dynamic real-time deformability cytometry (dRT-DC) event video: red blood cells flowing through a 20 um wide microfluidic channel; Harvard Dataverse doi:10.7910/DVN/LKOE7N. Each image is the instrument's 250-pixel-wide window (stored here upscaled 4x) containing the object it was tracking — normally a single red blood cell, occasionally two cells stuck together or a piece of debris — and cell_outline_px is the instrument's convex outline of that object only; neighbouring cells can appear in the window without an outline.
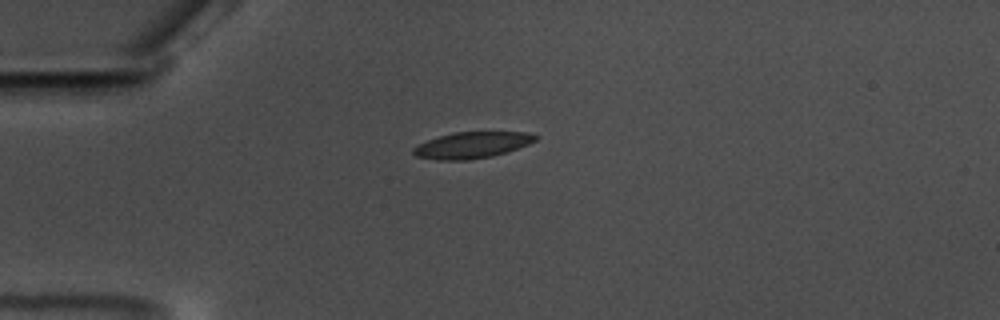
{"species": "common noctule bat (a hibernating species)", "species_latin": "Nyctalus noctula", "temperature_condition": "warm", "stored_images_in_passage": 37, "camera_frame_rate_fps": 3000, "um_per_image_px": 0.085, "animal": {"sex": "male", "body_mass_g": 17.5, "forearm_length_mm": 52.3}, "frame": {"image": 1, "passage_image": 1, "time_ms": 0.0, "image_size_px": [1000, 320], "cell_outline_px": [[540, 136], [536, 140], [528, 144], [492, 156], [468, 160], [436, 160], [416, 156], [412, 152], [412, 148], [428, 140], [452, 132], [528, 132]], "centroid_in_image_um": [40.11, 12.33], "position_along_channel_um": 44.9, "area_um2": 18.55}}
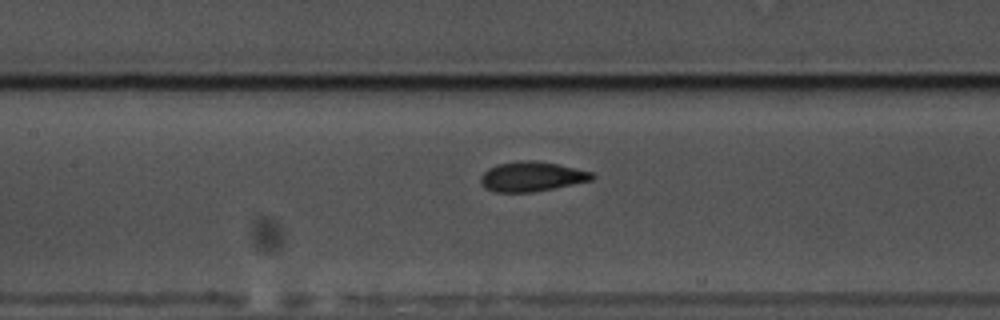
{"frame": {"image": 2, "passage_image": 13, "time_ms": 4.0, "image_size_px": [1000, 320], "cell_outline_px": [[596, 176], [592, 180], [532, 192], [496, 192], [484, 188], [480, 184], [480, 176], [488, 168], [496, 164], [516, 160], [536, 160], [560, 164], [592, 172]], "centroid_in_image_um": [45.16, 14.99], "position_along_channel_um": 162.2, "area_um2": 19.54}}
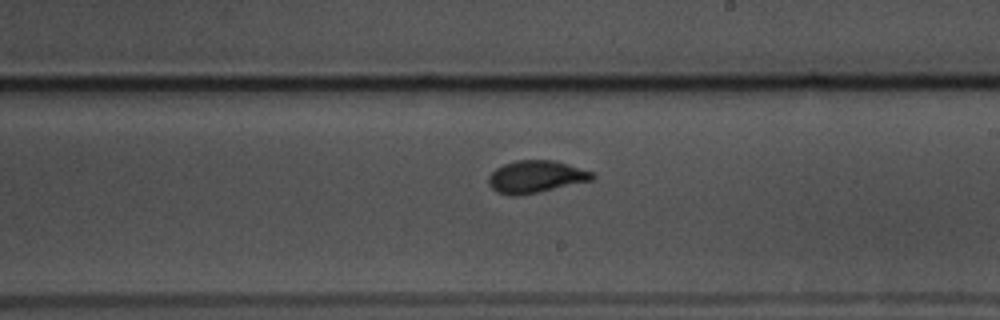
{"frame": {"image": 3, "passage_image": 20, "time_ms": 6.333, "image_size_px": [1000, 320], "cell_outline_px": [[596, 176], [592, 180], [520, 196], [508, 196], [496, 192], [488, 184], [488, 176], [496, 168], [504, 164], [516, 160], [552, 160], [568, 164], [592, 172]], "centroid_in_image_um": [45.5, 15.03], "position_along_channel_um": 243.5, "area_um2": 19.54}, "authors_computed_cell_mechanics": {"area_um2": 18.9006, "velocity_mm_per_s": 3.5026, "shape_relaxation_time_tau1_ms": 2.7732, "shape_relaxation_time_tau2_ms": 0.9551, "deformation_change_tau1": 0.1433, "deformation_change_tau2": 0.0676}}